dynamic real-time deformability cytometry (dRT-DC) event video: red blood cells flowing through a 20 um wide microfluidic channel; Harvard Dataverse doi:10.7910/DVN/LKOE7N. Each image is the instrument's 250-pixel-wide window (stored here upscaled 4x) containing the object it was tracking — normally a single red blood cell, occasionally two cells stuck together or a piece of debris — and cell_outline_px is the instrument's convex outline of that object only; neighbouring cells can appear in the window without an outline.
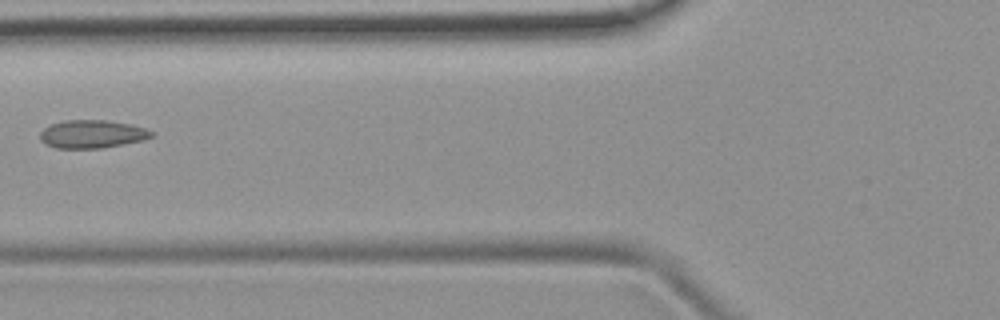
{"species": "common noctule bat (a hibernating species)", "species_latin": "Nyctalus noctula", "temperature_condition": "room temperature", "stored_images_in_passage": 6, "camera_frame_rate_fps": 3000, "um_per_image_px": 0.085, "animal": {"sex": "female", "body_mass_g": 19.9}, "frame": {"image": 1, "passage_image": 6, "time_ms": 5.667, "image_size_px": [1000, 320], "cell_outline_px": [[152, 136], [144, 140], [100, 148], [56, 148], [44, 144], [40, 140], [40, 132], [44, 128], [52, 124], [64, 120], [108, 120], [132, 124], [144, 128], [152, 132]], "centroid_in_image_um": [7.8, 11.39], "position_along_channel_um": 118.0, "area_um2": 18.21}}